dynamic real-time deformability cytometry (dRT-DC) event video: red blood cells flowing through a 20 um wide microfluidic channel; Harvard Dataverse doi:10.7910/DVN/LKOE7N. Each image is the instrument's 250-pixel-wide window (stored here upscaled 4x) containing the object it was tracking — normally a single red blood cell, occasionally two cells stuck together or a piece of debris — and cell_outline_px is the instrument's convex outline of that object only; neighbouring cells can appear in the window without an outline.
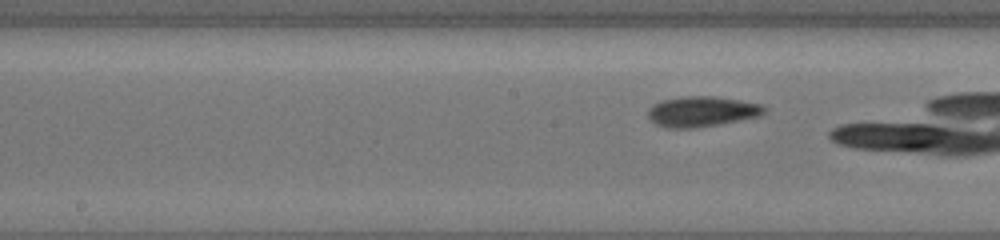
{"species": "common noctule bat (a hibernating species)", "species_latin": "Nyctalus noctula", "temperature_condition": "cold", "stored_images_in_passage": 33, "camera_frame_rate_fps": 3000, "um_per_image_px": 0.085, "animal": {"sex": "female", "body_mass_g": 19.5, "forearm_length_mm": 54.1}, "frame": {"image": 1, "passage_image": 19, "time_ms": 6.0, "image_size_px": [1000, 240], "cell_outline_px": [[768, 108], [760, 116], [740, 120], [692, 128], [668, 128], [656, 124], [648, 116], [648, 108], [652, 104], [664, 100], [684, 96], [716, 96], [740, 100], [760, 104]], "centroid_in_image_um": [59.66, 9.47], "position_along_channel_um": 188.5, "area_um2": 20.46}}
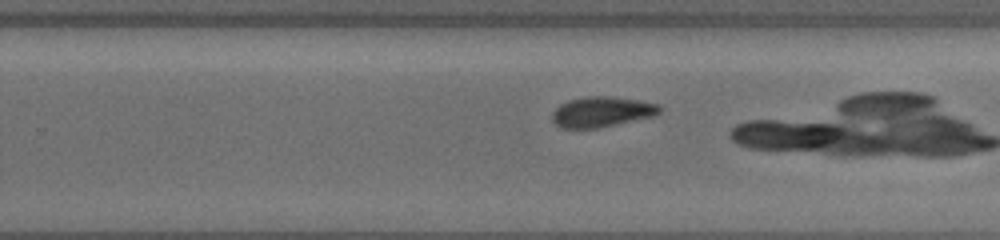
{"frame": {"image": 2, "passage_image": 26, "time_ms": 8.333, "image_size_px": [1000, 240], "cell_outline_px": [[664, 108], [656, 116], [596, 128], [564, 128], [556, 124], [552, 120], [552, 112], [560, 104], [568, 100], [588, 96], [612, 96], [660, 104]], "centroid_in_image_um": [51.19, 9.5], "position_along_channel_um": 278.6, "area_um2": 19.07}}
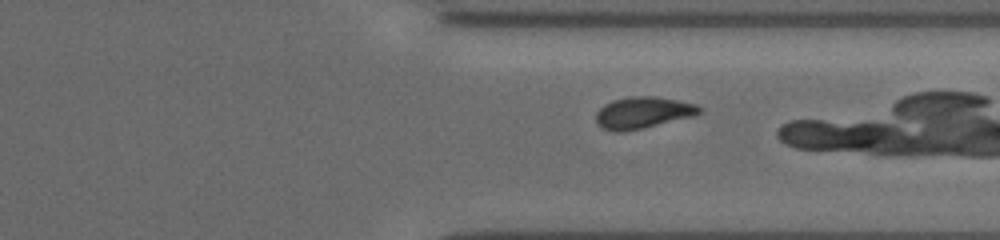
{"frame": {"image": 3, "passage_image": 31, "time_ms": 10.0, "image_size_px": [1000, 240], "cell_outline_px": [[704, 112], [692, 116], [624, 132], [616, 132], [600, 128], [596, 124], [596, 112], [604, 104], [612, 100], [632, 96], [656, 96], [696, 104], [704, 108]], "centroid_in_image_um": [54.63, 9.57], "position_along_channel_um": 356.8, "area_um2": 19.13}}